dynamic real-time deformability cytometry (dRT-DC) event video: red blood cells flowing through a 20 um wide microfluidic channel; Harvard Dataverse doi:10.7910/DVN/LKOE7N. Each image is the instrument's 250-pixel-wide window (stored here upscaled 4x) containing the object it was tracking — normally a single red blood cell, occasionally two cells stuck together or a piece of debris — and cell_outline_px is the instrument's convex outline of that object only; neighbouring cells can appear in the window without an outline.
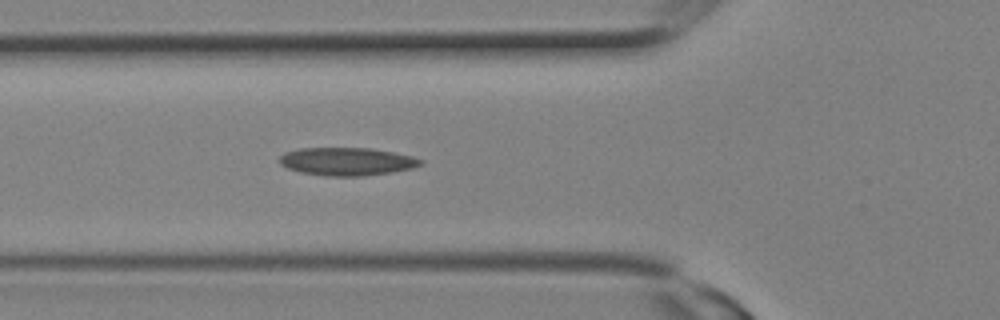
{"species": "Egyptian fruit bat (a non-hibernating species)", "species_latin": "Rousettus aegyptiacus", "temperature_condition": "room temperature", "stored_images_in_passage": 7, "camera_frame_rate_fps": 3000, "um_per_image_px": 0.085, "animal": {"sex": "female"}, "frame": {"image": 1, "passage_image": 7, "time_ms": 2.0, "image_size_px": [1000, 320], "cell_outline_px": [[424, 164], [412, 168], [392, 172], [360, 176], [324, 176], [300, 172], [288, 168], [280, 164], [280, 156], [284, 152], [300, 148], [372, 148], [412, 156], [424, 160]], "centroid_in_image_um": [29.5, 13.72], "position_along_channel_um": 96.3, "area_um2": 23.06}}